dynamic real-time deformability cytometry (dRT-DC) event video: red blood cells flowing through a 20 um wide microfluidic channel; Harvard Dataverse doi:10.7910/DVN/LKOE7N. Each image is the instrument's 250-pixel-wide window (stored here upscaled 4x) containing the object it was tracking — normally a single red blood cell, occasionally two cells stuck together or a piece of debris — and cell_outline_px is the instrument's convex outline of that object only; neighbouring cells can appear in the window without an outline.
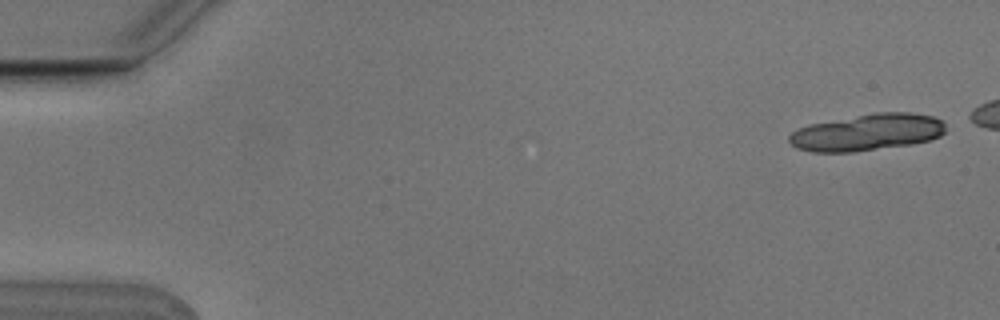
{"species": "Egyptian fruit bat (a non-hibernating species)", "species_latin": "Rousettus aegyptiacus", "temperature_condition": "cold", "stored_images_in_passage": 8, "segment_of_instrument_passage": [1, 2], "camera_frame_rate_fps": 3000, "um_per_image_px": 0.085, "animal": {"sex": "male"}, "frame": {"image": 1, "passage_image": 1, "time_ms": 0.0, "image_size_px": [1000, 320], "cell_outline_px": [[944, 132], [940, 136], [932, 140], [912, 144], [852, 152], [812, 152], [796, 148], [788, 140], [788, 136], [792, 132], [808, 124], [876, 112], [908, 112], [932, 116], [940, 120], [944, 124]], "centroid_in_image_um": [73.7, 11.25], "position_along_channel_um": 11.3, "area_um2": 33.47}}